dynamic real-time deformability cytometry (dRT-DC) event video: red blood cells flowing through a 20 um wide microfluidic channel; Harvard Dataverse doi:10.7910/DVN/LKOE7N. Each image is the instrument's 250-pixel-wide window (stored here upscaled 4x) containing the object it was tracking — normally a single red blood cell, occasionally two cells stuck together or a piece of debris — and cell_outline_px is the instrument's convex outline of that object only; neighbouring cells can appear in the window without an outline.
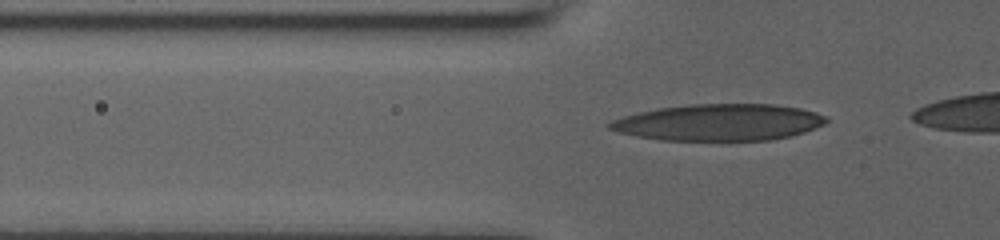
{"species": "human", "species_latin": "Homo sapiens", "temperature_condition": "room temperature", "stored_images_in_passage": 31, "camera_frame_rate_fps": 3000, "um_per_image_px": 0.085, "donor": {"sex": "male"}, "frame": {"image": 1, "passage_image": 4, "time_ms": 1.0, "image_size_px": [1000, 240], "cell_outline_px": [[828, 120], [824, 124], [804, 132], [772, 140], [660, 140], [636, 136], [620, 132], [608, 128], [604, 124], [612, 120], [624, 116], [656, 108], [692, 104], [772, 104], [800, 108], [816, 112], [824, 116]], "centroid_in_image_um": [61.09, 10.4], "position_along_channel_um": 64.7, "area_um2": 46.07}}
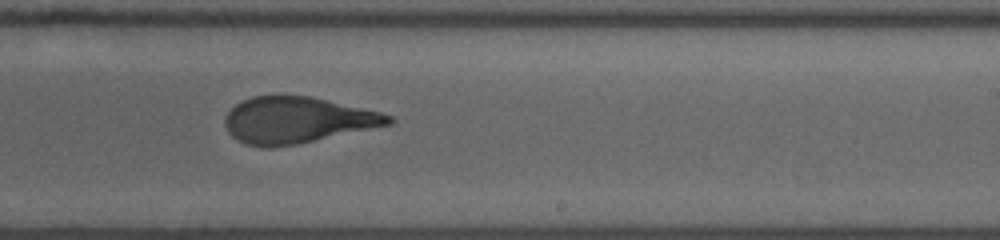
{"frame": {"image": 2, "passage_image": 19, "time_ms": 6.333, "image_size_px": [1000, 240], "cell_outline_px": [[396, 120], [392, 124], [296, 144], [272, 148], [244, 144], [232, 136], [228, 132], [224, 124], [224, 116], [236, 104], [252, 96], [312, 96], [380, 112], [392, 116]], "centroid_in_image_um": [25.25, 10.21], "position_along_channel_um": 263.8, "area_um2": 43.93}}
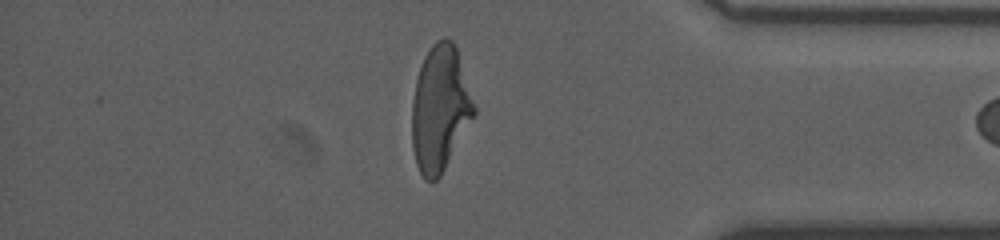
{"frame": {"image": 3, "passage_image": 30, "time_ms": 10.333, "image_size_px": [1000, 240], "cell_outline_px": [[476, 112], [440, 176], [436, 180], [428, 180], [420, 172], [416, 164], [412, 148], [412, 104], [416, 80], [424, 56], [432, 44], [436, 40], [444, 36], [452, 40], [456, 48], [476, 108]], "centroid_in_image_um": [37.39, 9.2], "position_along_channel_um": 397.8, "area_um2": 44.91}}